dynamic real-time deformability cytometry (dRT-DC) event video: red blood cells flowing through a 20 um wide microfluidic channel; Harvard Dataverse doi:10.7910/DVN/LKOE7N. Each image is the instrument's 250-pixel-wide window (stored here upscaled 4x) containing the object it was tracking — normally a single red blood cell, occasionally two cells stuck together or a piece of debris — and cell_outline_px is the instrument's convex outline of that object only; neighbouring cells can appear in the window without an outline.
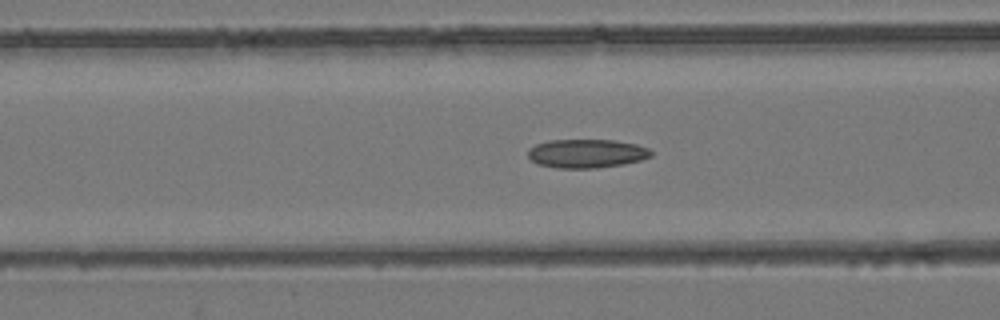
{"species": "common noctule bat (a hibernating species)", "species_latin": "Nyctalus noctula", "temperature_condition": "room temperature", "stored_images_in_passage": 51, "camera_frame_rate_fps": 3000, "um_per_image_px": 0.085, "animal": {"sex": "female", "body_mass_g": 24.6, "forearm_length_mm": 56.2}, "frame": {"image": 1, "passage_image": 21, "time_ms": 6.667, "image_size_px": [1000, 320], "cell_outline_px": [[652, 156], [640, 160], [624, 164], [596, 168], [556, 168], [536, 164], [528, 156], [528, 148], [536, 144], [548, 140], [612, 140], [636, 144], [648, 148], [652, 152]], "centroid_in_image_um": [49.83, 13.05], "position_along_channel_um": 116.8, "area_um2": 20.69}}
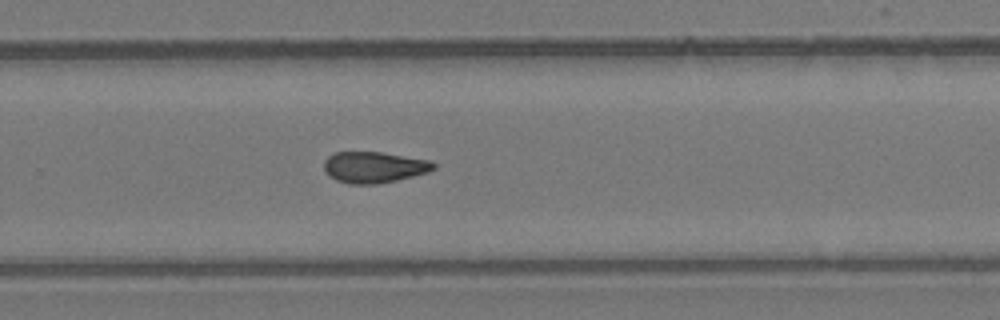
{"frame": {"image": 2, "passage_image": 34, "time_ms": 11.0, "image_size_px": [1000, 320], "cell_outline_px": [[436, 168], [428, 172], [396, 180], [376, 184], [348, 184], [336, 180], [328, 176], [324, 172], [324, 160], [332, 152], [380, 152], [432, 160], [436, 164]], "centroid_in_image_um": [31.77, 14.21], "position_along_channel_um": 298.0, "area_um2": 20.11}}
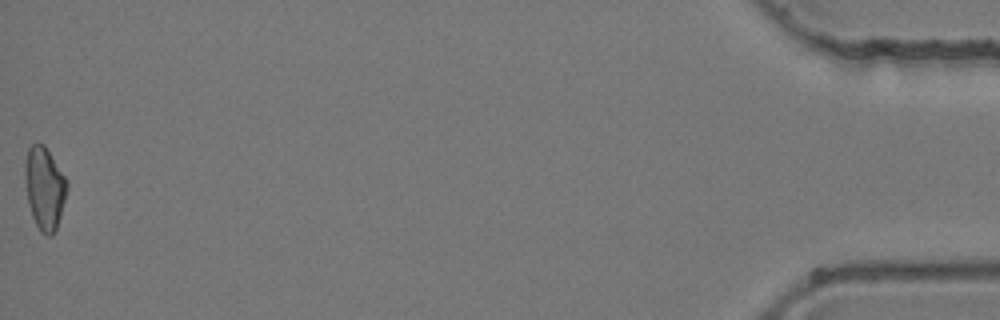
{"frame": {"image": 3, "passage_image": 51, "time_ms": 16.667, "image_size_px": [1000, 320], "cell_outline_px": [[68, 188], [60, 216], [56, 228], [52, 236], [44, 236], [40, 232], [32, 216], [28, 204], [24, 176], [24, 164], [28, 148], [36, 140], [44, 144], [68, 180]], "centroid_in_image_um": [3.77, 15.96], "position_along_channel_um": 431.4, "area_um2": 20.58}}